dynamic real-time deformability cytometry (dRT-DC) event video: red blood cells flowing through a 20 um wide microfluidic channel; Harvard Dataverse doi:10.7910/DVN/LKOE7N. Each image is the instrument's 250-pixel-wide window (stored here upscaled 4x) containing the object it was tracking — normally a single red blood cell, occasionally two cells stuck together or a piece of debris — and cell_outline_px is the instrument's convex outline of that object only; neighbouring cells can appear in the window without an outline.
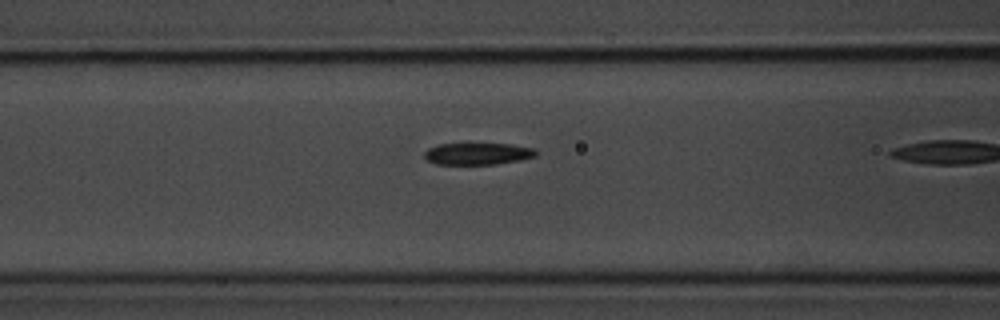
{"species": "common noctule bat (a hibernating species)", "species_latin": "Nyctalus noctula", "temperature_condition": "room temperature", "stored_images_in_passage": 15, "camera_frame_rate_fps": 3000, "um_per_image_px": 0.085, "animal": {"sex": "male", "body_mass_g": 20.1, "forearm_length_mm": 53.5}, "frame": {"image": 1, "passage_image": 3, "time_ms": 0.667, "image_size_px": [1000, 320], "cell_outline_px": [[536, 156], [520, 160], [496, 164], [436, 164], [428, 160], [424, 156], [424, 152], [428, 148], [440, 144], [512, 144], [536, 148]], "centroid_in_image_um": [40.63, 13.06], "position_along_channel_um": 126.0, "area_um2": 14.16}}